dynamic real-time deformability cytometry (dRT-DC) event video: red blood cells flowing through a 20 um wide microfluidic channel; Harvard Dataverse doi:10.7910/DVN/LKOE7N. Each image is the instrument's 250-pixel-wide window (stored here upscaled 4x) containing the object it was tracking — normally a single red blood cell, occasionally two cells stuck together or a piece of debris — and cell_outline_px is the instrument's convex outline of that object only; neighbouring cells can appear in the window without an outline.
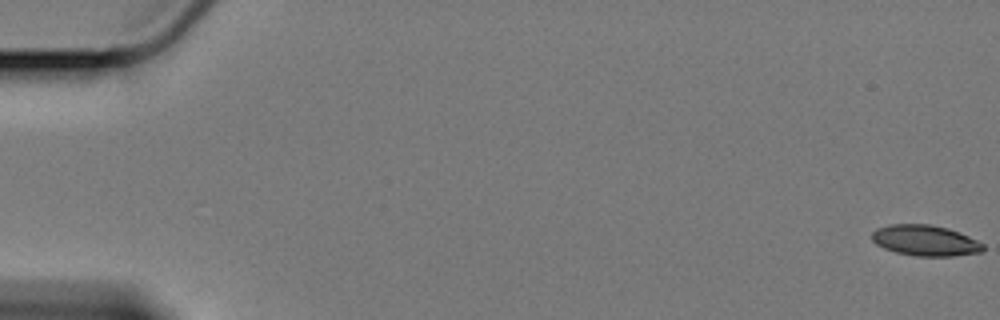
{"species": "Egyptian fruit bat (a non-hibernating species)", "species_latin": "Rousettus aegyptiacus", "temperature_condition": "cold", "stored_images_in_passage": 61, "camera_frame_rate_fps": 3000, "um_per_image_px": 0.085, "animal": {"sex": "female"}, "frame": {"image": 1, "passage_image": 1, "time_ms": 0.0, "image_size_px": [1000, 320], "cell_outline_px": [[984, 248], [980, 252], [952, 256], [916, 256], [896, 252], [884, 248], [876, 244], [872, 240], [872, 232], [876, 228], [888, 224], [932, 224], [948, 228], [968, 236], [984, 244]], "centroid_in_image_um": [78.62, 20.43], "position_along_channel_um": 6.4, "area_um2": 19.94}}
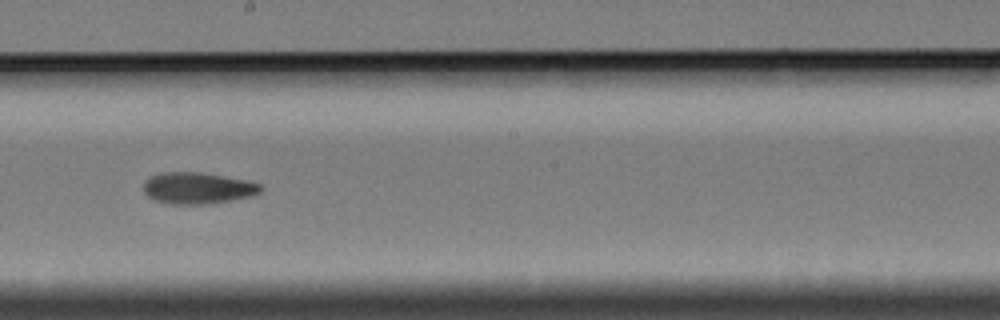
{"frame": {"image": 2, "passage_image": 35, "time_ms": 11.333, "image_size_px": [1000, 320], "cell_outline_px": [[264, 188], [260, 192], [252, 196], [208, 204], [172, 204], [156, 200], [148, 196], [144, 192], [144, 184], [152, 176], [164, 172], [200, 172], [224, 176], [244, 180], [260, 184]], "centroid_in_image_um": [16.83, 15.99], "position_along_channel_um": 231.4, "area_um2": 21.21}}
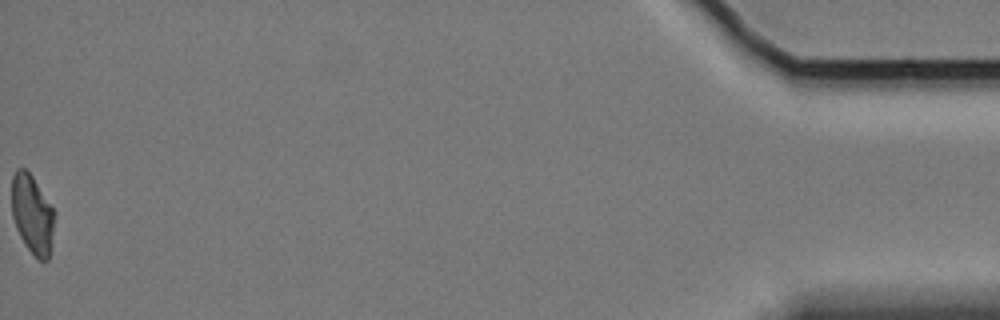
{"frame": {"image": 3, "passage_image": 61, "time_ms": 20.0, "image_size_px": [1000, 320], "cell_outline_px": [[56, 212], [48, 260], [36, 260], [24, 244], [16, 228], [12, 216], [12, 176], [16, 168], [24, 168], [32, 176]], "centroid_in_image_um": [2.74, 18.23], "position_along_channel_um": 432.5, "area_um2": 19.83}, "authors_computed_cell_mechanics": {"area_um2": 20.9814, "velocity_mm_per_s": 3.3748, "shape_relaxation_time_tau1_ms": null, "shape_relaxation_time_tau2_ms": 8.7947, "deformation_change_tau1": null, "deformation_change_tau2": 0.1605}}